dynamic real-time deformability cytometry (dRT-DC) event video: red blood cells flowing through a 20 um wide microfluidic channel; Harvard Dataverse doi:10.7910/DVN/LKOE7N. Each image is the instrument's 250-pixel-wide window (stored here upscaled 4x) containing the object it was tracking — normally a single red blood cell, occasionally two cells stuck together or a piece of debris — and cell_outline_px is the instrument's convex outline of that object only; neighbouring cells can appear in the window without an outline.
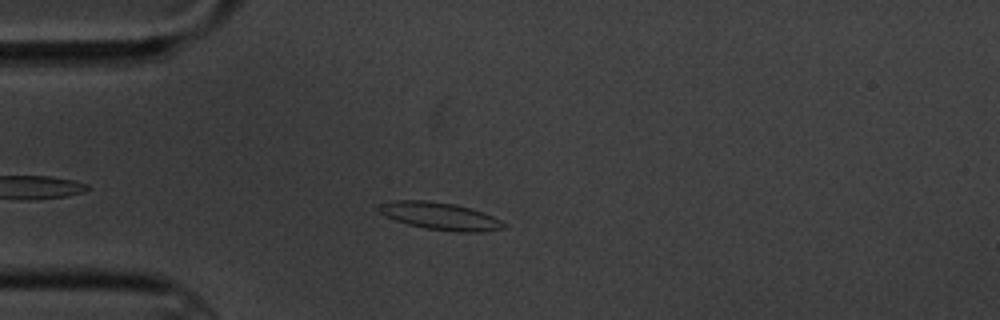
{"species": "common noctule bat (a hibernating species)", "species_latin": "Nyctalus noctula", "temperature_condition": "cold", "stored_images_in_passage": 4, "camera_frame_rate_fps": 3000, "um_per_image_px": 0.085, "animal": {"sex": "male", "body_mass_g": 20.1, "forearm_length_mm": 53.5}, "frame": {"image": 1, "passage_image": 3, "time_ms": 2.333, "image_size_px": [1000, 320], "cell_outline_px": [[508, 224], [504, 228], [484, 232], [456, 232], [424, 228], [408, 224], [384, 216], [376, 212], [372, 208], [380, 204], [392, 200], [428, 200], [456, 204], [484, 212]], "centroid_in_image_um": [37.35, 18.36], "position_along_channel_um": 47.6, "area_um2": 20.4}}